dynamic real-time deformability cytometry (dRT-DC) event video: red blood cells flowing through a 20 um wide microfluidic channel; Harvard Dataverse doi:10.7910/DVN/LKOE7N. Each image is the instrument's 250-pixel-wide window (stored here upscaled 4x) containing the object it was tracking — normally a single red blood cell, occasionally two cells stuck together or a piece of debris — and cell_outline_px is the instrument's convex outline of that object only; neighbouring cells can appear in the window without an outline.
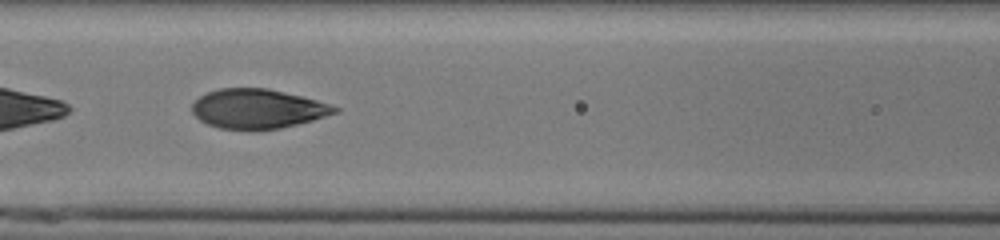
{"species": "human", "species_latin": "Homo sapiens", "temperature_condition": "cold", "stored_images_in_passage": 51, "segment_of_instrument_passage": [2, 2], "camera_frame_rate_fps": 3000, "um_per_image_px": 0.085, "donor": {"sex": "male"}, "frame": {"image": 1, "passage_image": 24, "time_ms": 7.667, "image_size_px": [1000, 240], "cell_outline_px": [[340, 112], [312, 120], [280, 128], [220, 128], [208, 124], [200, 120], [192, 112], [192, 104], [200, 96], [208, 92], [220, 88], [268, 88], [316, 100], [340, 108]], "centroid_in_image_um": [21.9, 9.22], "position_along_channel_um": 144.7, "area_um2": 32.14}}
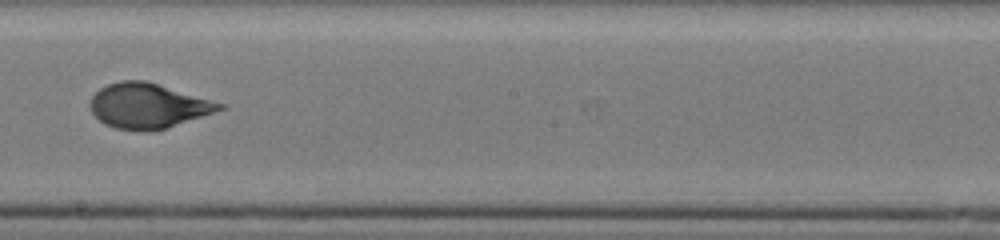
{"frame": {"image": 2, "passage_image": 31, "time_ms": 10.0, "image_size_px": [1000, 240], "cell_outline_px": [[224, 108], [168, 128], [144, 132], [116, 128], [104, 124], [92, 112], [88, 104], [92, 96], [100, 88], [108, 84], [120, 80], [144, 80], [224, 104]], "centroid_in_image_um": [12.52, 9.0], "position_along_channel_um": 235.7, "area_um2": 33.52}}
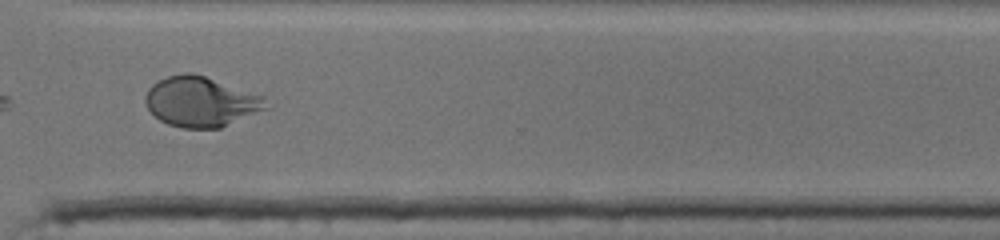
{"frame": {"image": 3, "passage_image": 40, "time_ms": 13.0, "image_size_px": [1000, 240], "cell_outline_px": [[268, 108], [220, 128], [180, 128], [168, 124], [160, 120], [148, 108], [144, 100], [148, 88], [152, 84], [168, 76], [184, 72], [192, 72], [264, 96]], "centroid_in_image_um": [17.06, 8.65], "position_along_channel_um": 353.5, "area_um2": 34.97}}